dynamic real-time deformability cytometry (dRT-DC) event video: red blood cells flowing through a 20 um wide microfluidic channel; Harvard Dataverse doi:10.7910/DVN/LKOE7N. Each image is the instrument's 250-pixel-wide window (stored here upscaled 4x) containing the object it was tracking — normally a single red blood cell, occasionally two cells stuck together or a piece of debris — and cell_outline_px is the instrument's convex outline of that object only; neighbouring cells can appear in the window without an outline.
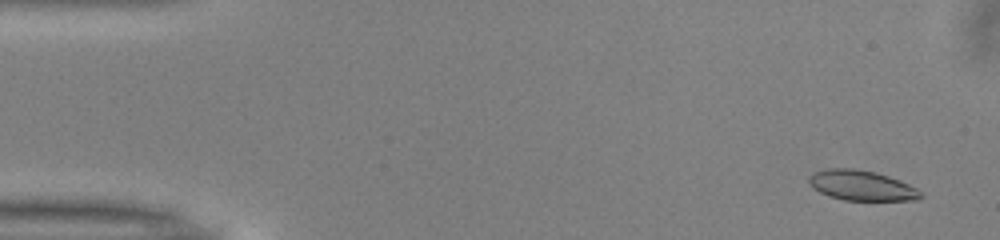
{"species": "common noctule bat (a hibernating species)", "species_latin": "Nyctalus noctula", "temperature_condition": "warm", "stored_images_in_passage": 51, "camera_frame_rate_fps": 3000, "um_per_image_px": 0.085, "animal": {"sex": "male", "body_mass_g": 13.0, "forearm_length_mm": 53.1}, "frame": {"image": 1, "passage_image": 3, "time_ms": 0.667, "image_size_px": [1000, 240], "cell_outline_px": [[924, 196], [920, 200], [844, 200], [828, 196], [812, 188], [808, 180], [808, 176], [816, 172], [828, 168], [852, 168], [876, 172], [900, 180], [916, 188]], "centroid_in_image_um": [73.23, 15.77], "position_along_channel_um": 11.8, "area_um2": 19.65}}
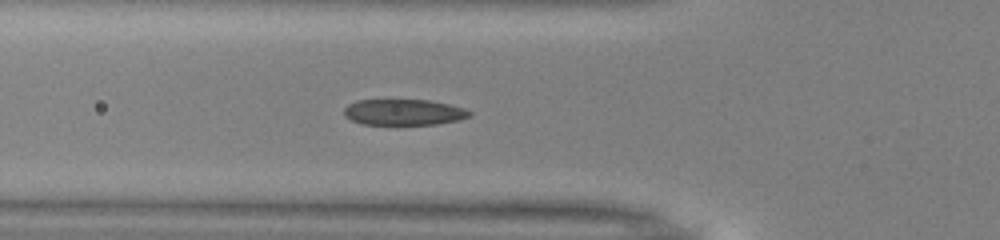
{"frame": {"image": 2, "passage_image": 18, "time_ms": 5.667, "image_size_px": [1000, 240], "cell_outline_px": [[472, 116], [460, 120], [436, 124], [360, 124], [344, 116], [344, 108], [348, 104], [356, 100], [428, 100], [448, 104], [464, 108], [472, 112]], "centroid_in_image_um": [34.32, 9.54], "position_along_channel_um": 91.5, "area_um2": 19.02}}
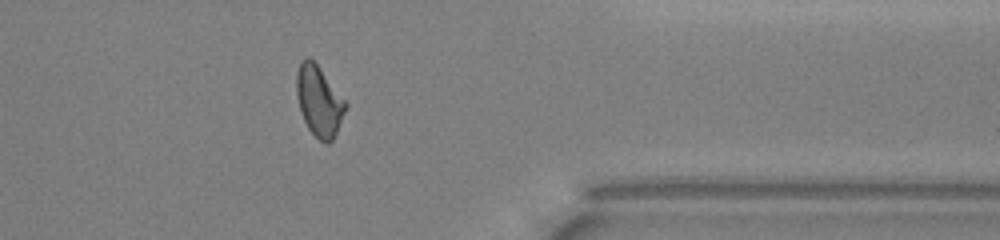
{"frame": {"image": 3, "passage_image": 41, "time_ms": 13.333, "image_size_px": [1000, 240], "cell_outline_px": [[348, 104], [336, 132], [332, 140], [328, 144], [324, 144], [308, 128], [304, 120], [300, 108], [296, 92], [296, 72], [300, 60], [304, 56], [308, 56], [316, 64]], "centroid_in_image_um": [27.09, 8.57], "position_along_channel_um": 384.3, "area_um2": 19.83}, "authors_computed_cell_mechanics": {"area_um2": 19.8832, "velocity_mm_per_s": 4.0317, "shape_relaxation_time_tau1_ms": 4.4, "shape_relaxation_time_tau2_ms": 1.2715, "deformation_change_tau1": 0.153, "deformation_change_tau2": 0.0738}}